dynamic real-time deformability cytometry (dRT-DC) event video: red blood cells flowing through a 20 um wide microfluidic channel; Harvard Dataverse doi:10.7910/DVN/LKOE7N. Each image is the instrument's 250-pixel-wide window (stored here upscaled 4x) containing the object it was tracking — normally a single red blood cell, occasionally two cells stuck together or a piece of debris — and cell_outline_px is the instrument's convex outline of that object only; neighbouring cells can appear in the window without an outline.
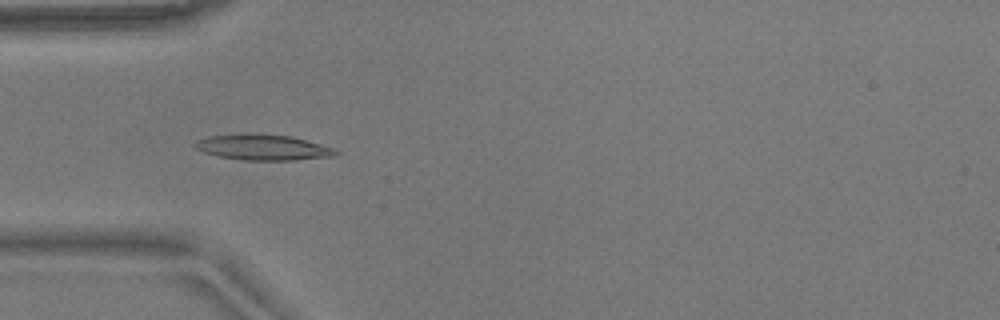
{"species": "common noctule bat (a hibernating species)", "species_latin": "Nyctalus noctula", "temperature_condition": "warm", "stored_images_in_passage": 54, "camera_frame_rate_fps": 3000, "um_per_image_px": 0.085, "animal": {"sex": "male", "body_mass_g": 17.9}, "frame": {"image": 1, "passage_image": 16, "time_ms": 5.0, "image_size_px": [1000, 320], "cell_outline_px": [[340, 152], [336, 156], [296, 160], [244, 160], [220, 156], [204, 152], [196, 148], [196, 140], [208, 136], [244, 132], [292, 136], [336, 148]], "centroid_in_image_um": [22.41, 12.51], "position_along_channel_um": 62.6, "area_um2": 21.33}}
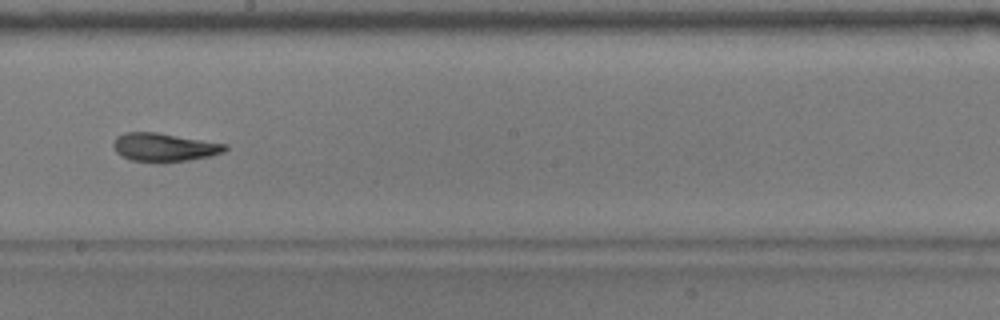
{"frame": {"image": 2, "passage_image": 30, "time_ms": 9.667, "image_size_px": [1000, 320], "cell_outline_px": [[228, 148], [224, 152], [212, 156], [188, 160], [160, 164], [128, 160], [120, 156], [116, 152], [112, 144], [116, 136], [124, 132], [156, 132], [228, 144]], "centroid_in_image_um": [13.93, 12.54], "position_along_channel_um": 234.3, "area_um2": 19.07}}
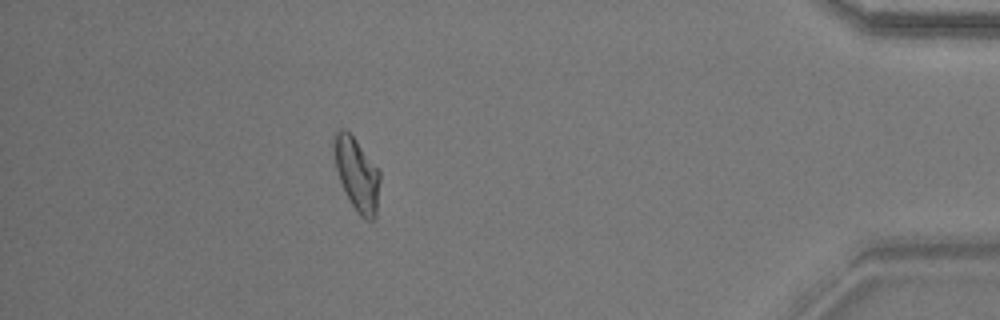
{"frame": {"image": 3, "passage_image": 48, "time_ms": 15.667, "image_size_px": [1000, 320], "cell_outline_px": [[380, 180], [376, 216], [372, 220], [364, 220], [356, 212], [344, 192], [336, 168], [332, 148], [332, 140], [336, 132], [340, 128], [344, 128], [356, 140], [380, 168]], "centroid_in_image_um": [30.33, 14.8], "position_along_channel_um": 404.9, "area_um2": 20.0}, "authors_computed_cell_mechanics": {"area_um2": 19.1029, "velocity_mm_per_s": 3.6888, "shape_relaxation_time_tau1_ms": 6.919, "shape_relaxation_time_tau2_ms": 2.2094, "deformation_change_tau1": 0.2069, "deformation_change_tau2": 0.0963}}